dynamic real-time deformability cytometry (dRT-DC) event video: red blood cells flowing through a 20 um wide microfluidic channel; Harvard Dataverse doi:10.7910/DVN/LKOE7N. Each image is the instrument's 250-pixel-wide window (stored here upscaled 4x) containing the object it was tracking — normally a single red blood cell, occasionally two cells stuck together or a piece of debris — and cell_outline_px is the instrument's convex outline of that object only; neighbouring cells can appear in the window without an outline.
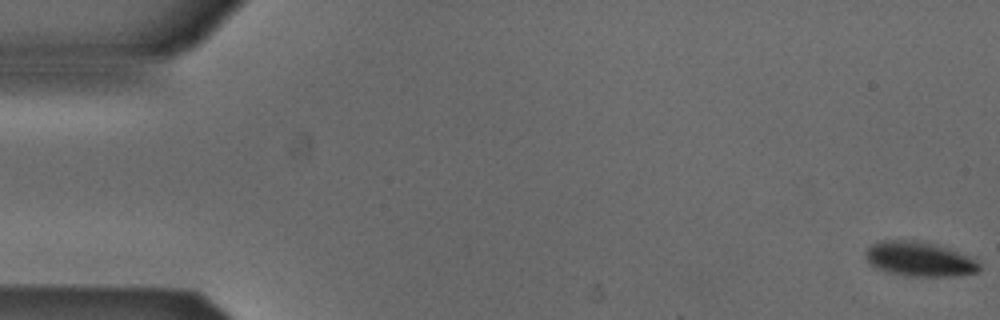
{"species": "Egyptian fruit bat (a non-hibernating species)", "species_latin": "Rousettus aegyptiacus", "temperature_condition": "cold", "stored_images_in_passage": 6, "camera_frame_rate_fps": 3000, "um_per_image_px": 0.085, "animal": {"sex": "male"}, "frame": {"image": 1, "passage_image": 1, "time_ms": 0.0, "image_size_px": [1000, 320], "cell_outline_px": [[980, 272], [952, 276], [904, 276], [884, 272], [876, 268], [864, 256], [864, 252], [872, 244], [880, 240], [916, 240], [936, 244], [948, 248], [968, 256], [976, 260], [980, 264]], "centroid_in_image_um": [78.13, 22.02], "position_along_channel_um": 6.9, "area_um2": 23.12}}
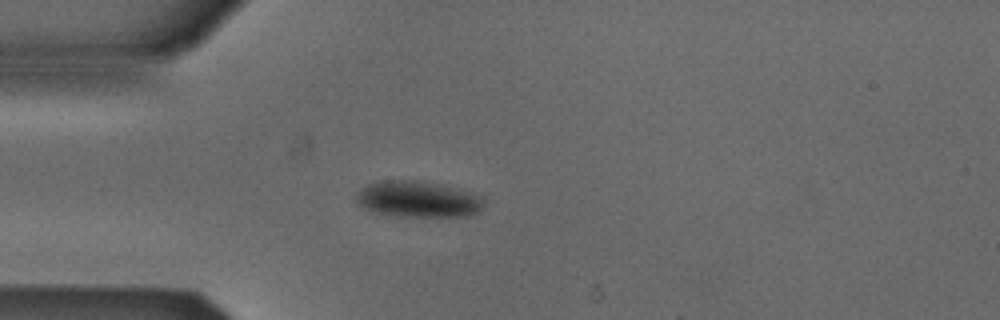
{"frame": {"image": 2, "passage_image": 5, "time_ms": 1.333, "image_size_px": [1000, 320], "cell_outline_px": [[484, 204], [480, 212], [472, 216], [388, 216], [372, 212], [356, 204], [356, 192], [360, 188], [368, 184], [392, 180], [408, 180], [440, 184], [468, 192], [480, 196], [484, 200]], "centroid_in_image_um": [35.49, 16.96], "position_along_channel_um": 49.5, "area_um2": 26.99}}